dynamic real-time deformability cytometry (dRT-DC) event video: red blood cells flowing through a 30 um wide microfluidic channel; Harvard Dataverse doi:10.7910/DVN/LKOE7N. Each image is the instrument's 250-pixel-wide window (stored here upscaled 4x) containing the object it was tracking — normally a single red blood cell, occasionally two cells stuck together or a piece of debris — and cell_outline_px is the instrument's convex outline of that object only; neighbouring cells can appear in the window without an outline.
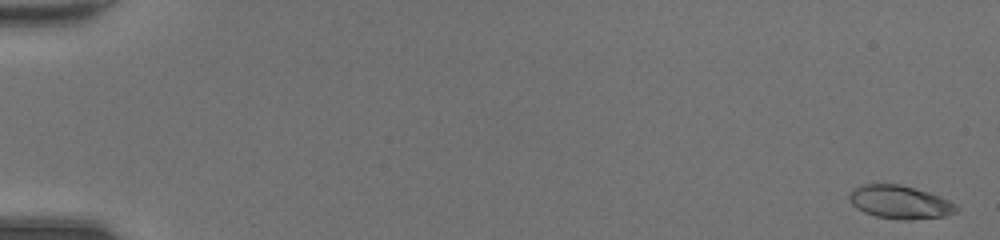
{"species": "common noctule bat (a hibernating species)", "species_latin": "Nyctalus noctula", "temperature_condition": "room temperature", "stored_images_in_passage": 49, "camera_frame_rate_fps": 3000, "um_per_image_px": 0.085, "animal": {"sex": "female", "body_mass_g": 20.0, "forearm_length_mm": 54.0}, "frame": {"image": 1, "passage_image": 2, "time_ms": 0.333, "image_size_px": [1000, 240], "cell_outline_px": [[960, 208], [956, 212], [944, 216], [912, 220], [896, 220], [876, 216], [864, 212], [856, 208], [852, 204], [848, 196], [852, 188], [860, 184], [900, 184], [916, 188], [940, 196], [956, 204]], "centroid_in_image_um": [76.48, 17.18], "position_along_channel_um": 8.5, "area_um2": 21.04}}
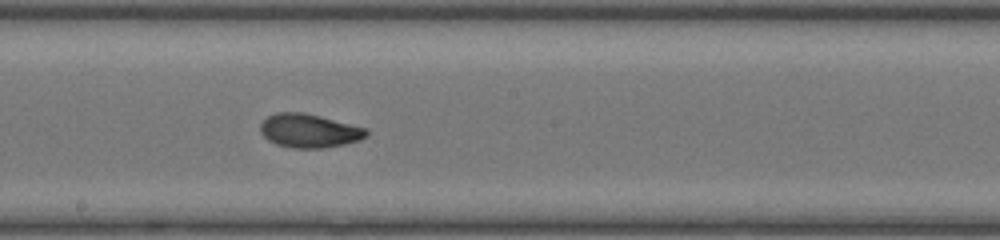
{"frame": {"image": 2, "passage_image": 29, "time_ms": 9.333, "image_size_px": [1000, 240], "cell_outline_px": [[368, 136], [360, 140], [344, 144], [324, 148], [292, 148], [276, 144], [268, 140], [260, 132], [260, 124], [268, 116], [276, 112], [304, 112], [368, 128]], "centroid_in_image_um": [26.29, 11.11], "position_along_channel_um": 221.9, "area_um2": 20.98}}
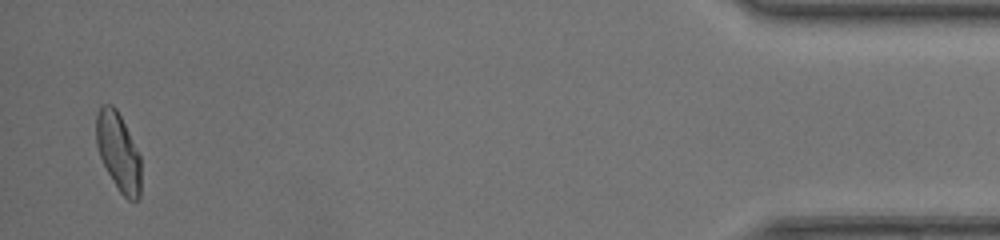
{"frame": {"image": 3, "passage_image": 48, "time_ms": 15.667, "image_size_px": [1000, 240], "cell_outline_px": [[140, 196], [136, 200], [128, 200], [120, 192], [108, 172], [100, 156], [96, 144], [96, 116], [100, 108], [104, 104], [112, 104], [116, 108], [140, 156]], "centroid_in_image_um": [10.05, 12.9], "position_along_channel_um": 425.1, "area_um2": 19.94}, "authors_computed_cell_mechanics": {"area_um2": 20.519, "velocity_mm_per_s": 4.4239, "shape_relaxation_time_tau1_ms": 7.3787, "shape_relaxation_time_tau2_ms": 1.0238, "deformation_change_tau1": 0.2366, "deformation_change_tau2": 0.0618}}